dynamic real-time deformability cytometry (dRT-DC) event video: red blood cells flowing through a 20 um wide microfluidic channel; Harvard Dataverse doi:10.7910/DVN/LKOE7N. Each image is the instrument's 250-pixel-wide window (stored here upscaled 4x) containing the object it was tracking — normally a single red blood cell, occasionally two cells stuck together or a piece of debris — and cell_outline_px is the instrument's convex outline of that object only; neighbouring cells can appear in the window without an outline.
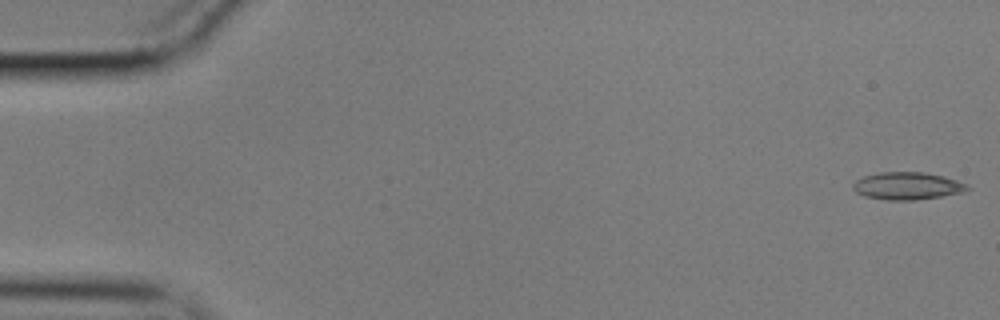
{"species": "common noctule bat (a hibernating species)", "species_latin": "Nyctalus noctula", "temperature_condition": "cold", "stored_images_in_passage": 56, "camera_frame_rate_fps": 3000, "um_per_image_px": 0.085, "animal": {"sex": "male", "body_mass_g": 17.9}, "frame": {"image": 1, "passage_image": 1, "time_ms": 0.0, "image_size_px": [1000, 320], "cell_outline_px": [[972, 188], [964, 192], [916, 200], [888, 200], [864, 196], [856, 192], [852, 188], [852, 184], [856, 180], [864, 176], [880, 172], [924, 172], [944, 176], [956, 180]], "centroid_in_image_um": [77.1, 15.8], "position_along_channel_um": 7.9, "area_um2": 18.26}}
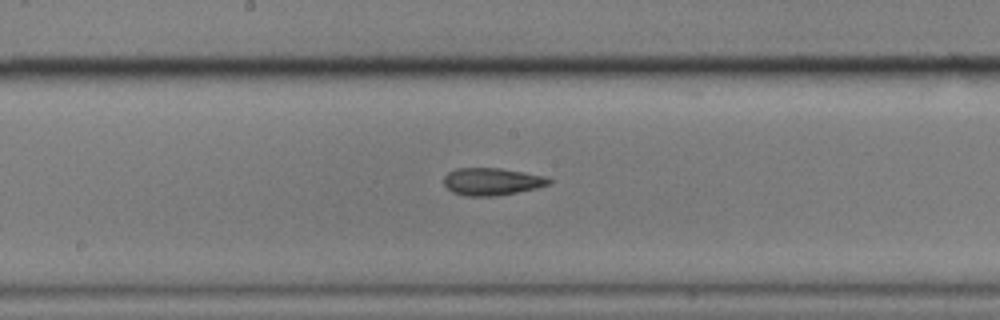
{"frame": {"image": 2, "passage_image": 29, "time_ms": 9.333, "image_size_px": [1000, 320], "cell_outline_px": [[552, 184], [536, 188], [496, 196], [464, 196], [452, 192], [444, 184], [444, 176], [448, 172], [456, 168], [500, 168], [524, 172], [544, 176], [552, 180]], "centroid_in_image_um": [41.8, 15.43], "position_along_channel_um": 206.4, "area_um2": 16.82}}
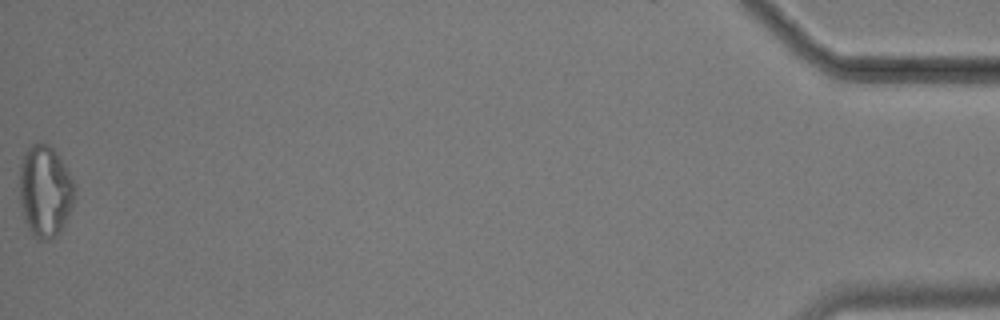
{"frame": {"image": 3, "passage_image": 56, "time_ms": 18.333, "image_size_px": [1000, 320], "cell_outline_px": [[76, 196], [68, 216], [60, 232], [52, 240], [36, 240], [32, 236], [24, 220], [20, 204], [20, 164], [24, 152], [32, 144], [40, 140], [48, 144], [56, 152], [64, 164], [76, 184]], "centroid_in_image_um": [3.84, 16.26], "position_along_channel_um": 431.4, "area_um2": 30.11}, "authors_computed_cell_mechanics": {"area_um2": 17.5712, "velocity_mm_per_s": 3.5748, "shape_relaxation_time_tau1_ms": null, "shape_relaxation_time_tau2_ms": 5.8274, "deformation_change_tau1": null, "deformation_change_tau2": 0.1571}}